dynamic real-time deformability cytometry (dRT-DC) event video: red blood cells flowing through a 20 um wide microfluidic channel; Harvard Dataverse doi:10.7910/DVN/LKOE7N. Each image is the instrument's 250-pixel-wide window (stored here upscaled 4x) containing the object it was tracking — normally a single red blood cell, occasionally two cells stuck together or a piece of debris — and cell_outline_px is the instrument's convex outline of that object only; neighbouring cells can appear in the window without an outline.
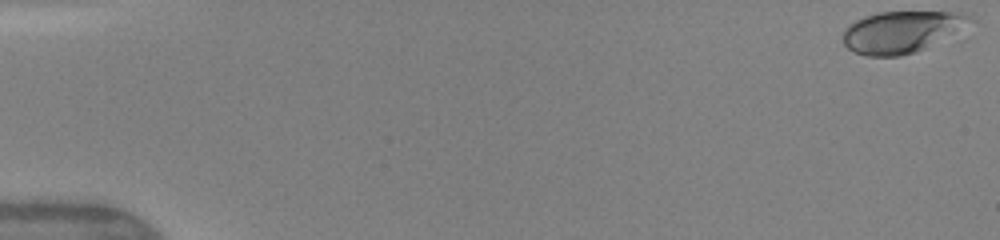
{"species": "human", "species_latin": "Homo sapiens", "temperature_condition": "warm", "stored_images_in_passage": 49, "camera_frame_rate_fps": 3000, "um_per_image_px": 0.085, "donor": {"sex": "female"}, "frame": {"image": 1, "passage_image": 1, "time_ms": 0.0, "image_size_px": [1000, 240], "cell_outline_px": [[976, 20], [924, 48], [916, 52], [900, 56], [868, 56], [856, 52], [848, 48], [844, 44], [844, 28], [848, 24], [864, 16], [880, 12], [956, 12], [972, 16]], "centroid_in_image_um": [76.59, 2.69], "position_along_channel_um": 8.4, "area_um2": 30.35}}
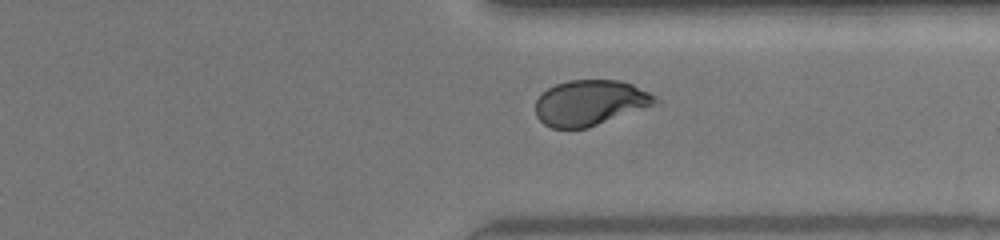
{"frame": {"image": 2, "passage_image": 38, "time_ms": 12.333, "image_size_px": [1000, 240], "cell_outline_px": [[660, 104], [588, 128], [552, 128], [544, 124], [536, 116], [536, 100], [548, 88], [556, 84], [568, 80], [620, 80], [632, 84], [648, 92], [660, 100]], "centroid_in_image_um": [50.2, 8.74], "position_along_channel_um": 361.2, "area_um2": 31.96}}
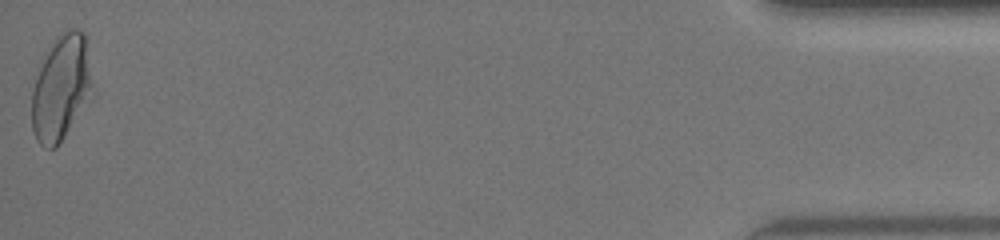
{"frame": {"image": 3, "passage_image": 49, "time_ms": 16.0, "image_size_px": [1000, 240], "cell_outline_px": [[88, 92], [56, 148], [44, 148], [36, 140], [32, 128], [32, 88], [40, 56], [52, 40], [60, 32], [68, 28], [80, 28], [84, 32], [88, 40]], "centroid_in_image_um": [5.07, 7.31], "position_along_channel_um": 430.1, "area_um2": 36.3}, "authors_computed_cell_mechanics": {"area_um2": 32.1946, "velocity_mm_per_s": 4.1703, "shape_relaxation_time_tau1_ms": 3.8194, "shape_relaxation_time_tau2_ms": 0.8062, "deformation_change_tau1": 0.1725, "deformation_change_tau2": 0.0509}}